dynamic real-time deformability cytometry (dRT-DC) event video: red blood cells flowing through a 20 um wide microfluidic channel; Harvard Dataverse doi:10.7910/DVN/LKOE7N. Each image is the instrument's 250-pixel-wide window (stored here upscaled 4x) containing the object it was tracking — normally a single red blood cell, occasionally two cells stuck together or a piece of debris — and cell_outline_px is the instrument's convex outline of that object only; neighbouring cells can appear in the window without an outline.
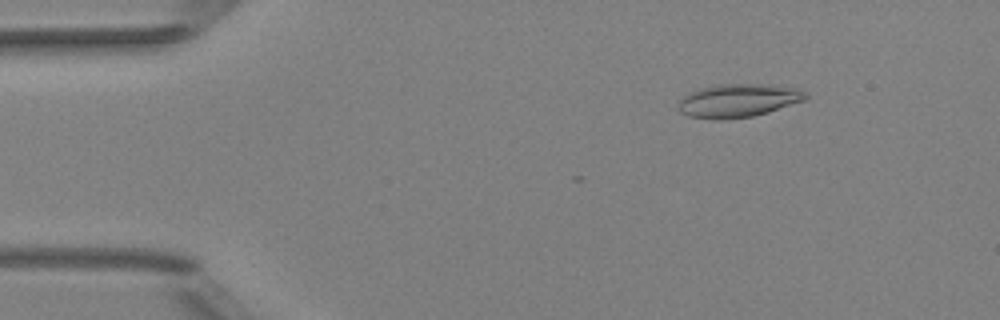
{"species": "Egyptian fruit bat (a non-hibernating species)", "species_latin": "Rousettus aegyptiacus", "temperature_condition": "room temperature", "stored_images_in_passage": 11, "camera_frame_rate_fps": 3000, "um_per_image_px": 0.085, "animal": {"sex": "female"}, "frame": {"image": 1, "passage_image": 7, "time_ms": 2.0, "image_size_px": [1000, 320], "cell_outline_px": [[808, 96], [804, 100], [768, 112], [752, 116], [720, 120], [716, 120], [688, 116], [680, 112], [680, 100], [684, 96], [700, 88], [720, 84], [772, 84], [796, 88], [808, 92]], "centroid_in_image_um": [62.78, 8.54], "position_along_channel_um": 22.2, "area_um2": 24.62}}